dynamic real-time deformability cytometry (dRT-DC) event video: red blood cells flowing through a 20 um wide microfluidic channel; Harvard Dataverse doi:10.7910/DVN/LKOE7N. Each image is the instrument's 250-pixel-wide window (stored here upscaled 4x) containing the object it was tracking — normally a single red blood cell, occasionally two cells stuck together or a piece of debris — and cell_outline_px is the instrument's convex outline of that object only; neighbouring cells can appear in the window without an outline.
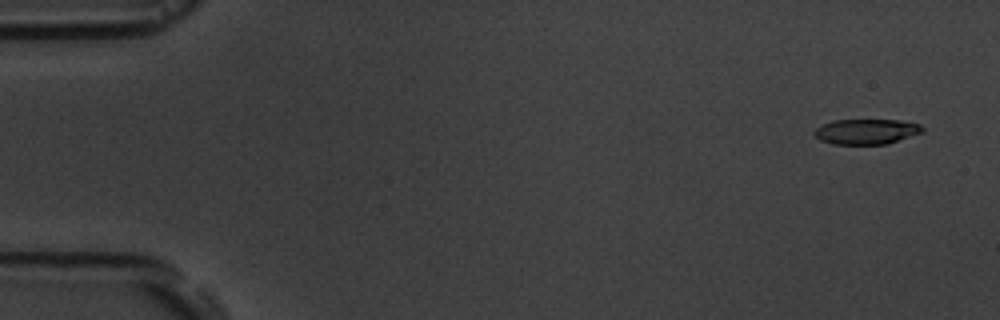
{"species": "common noctule bat (a hibernating species)", "species_latin": "Nyctalus noctula", "temperature_condition": "room temperature", "stored_images_in_passage": 5, "camera_frame_rate_fps": 3000, "um_per_image_px": 0.085, "animal": {"sex": "male", "body_mass_g": 19.5, "forearm_length_mm": 54.6}, "frame": {"image": 1, "passage_image": 1, "time_ms": 0.0, "image_size_px": [1000, 320], "cell_outline_px": [[924, 132], [888, 144], [832, 144], [820, 140], [812, 132], [816, 128], [832, 120], [900, 120], [920, 124], [924, 128]], "centroid_in_image_um": [73.66, 11.18], "position_along_channel_um": 11.3, "area_um2": 16.01}}
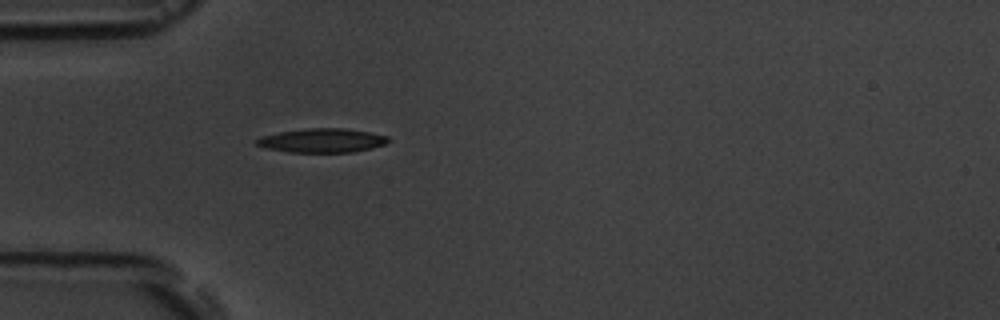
{"frame": {"image": 2, "passage_image": 5, "time_ms": 4.667, "image_size_px": [1000, 320], "cell_outline_px": [[392, 140], [384, 144], [372, 148], [352, 152], [288, 152], [268, 148], [256, 144], [252, 140], [260, 136], [280, 132], [312, 128], [344, 128], [368, 132], [388, 136]], "centroid_in_image_um": [27.37, 11.94], "position_along_channel_um": 57.6, "area_um2": 18.38}}